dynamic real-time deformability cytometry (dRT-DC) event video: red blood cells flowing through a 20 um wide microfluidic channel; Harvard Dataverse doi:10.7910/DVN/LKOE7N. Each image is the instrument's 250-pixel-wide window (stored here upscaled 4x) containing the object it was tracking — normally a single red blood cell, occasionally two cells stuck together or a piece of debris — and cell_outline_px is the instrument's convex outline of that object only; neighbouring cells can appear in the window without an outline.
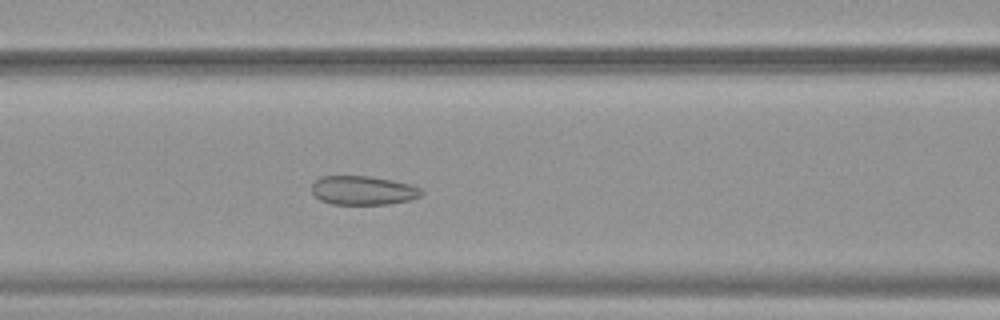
{"species": "common noctule bat (a hibernating species)", "species_latin": "Nyctalus noctula", "temperature_condition": "warm", "stored_images_in_passage": 52, "camera_frame_rate_fps": 3000, "um_per_image_px": 0.085, "animal": {"sex": "female", "body_mass_g": 19.9}, "frame": {"image": 1, "passage_image": 22, "time_ms": 7.0, "image_size_px": [1000, 320], "cell_outline_px": [[424, 192], [420, 196], [408, 200], [388, 204], [332, 204], [320, 200], [312, 192], [312, 184], [320, 176], [368, 176], [392, 180], [412, 184], [420, 188]], "centroid_in_image_um": [30.86, 16.18], "position_along_channel_um": 135.7, "area_um2": 18.5}}
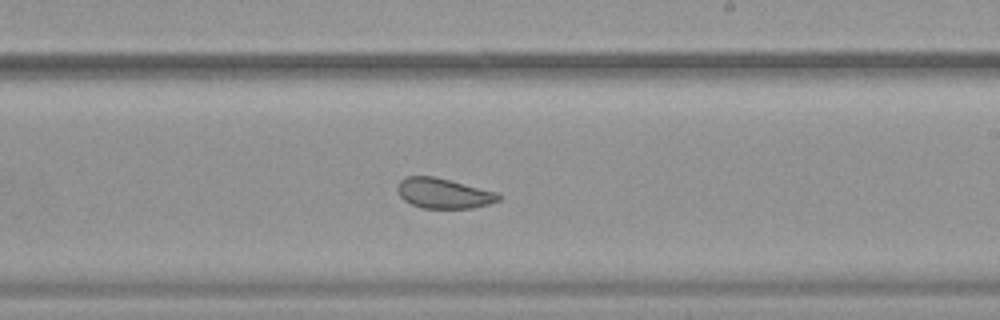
{"frame": {"image": 2, "passage_image": 31, "time_ms": 10.0, "image_size_px": [1000, 320], "cell_outline_px": [[500, 200], [488, 204], [472, 208], [420, 208], [404, 200], [400, 196], [396, 188], [396, 184], [400, 180], [408, 176], [432, 176], [500, 192]], "centroid_in_image_um": [37.7, 16.43], "position_along_channel_um": 251.3, "area_um2": 17.86}}
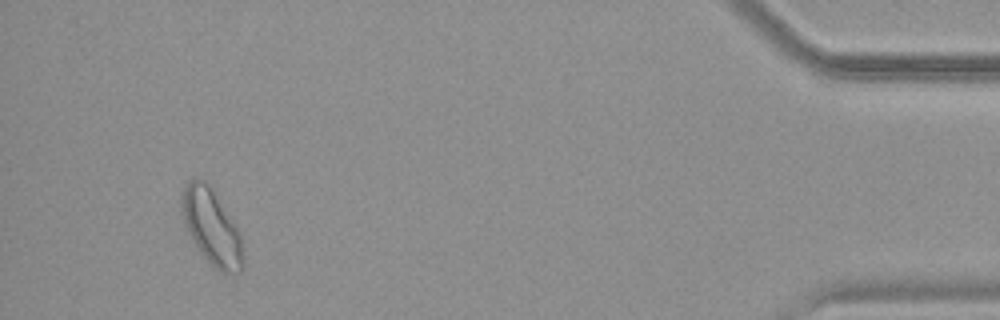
{"frame": {"image": 3, "passage_image": 49, "time_ms": 16.0, "image_size_px": [1000, 320], "cell_outline_px": [[244, 268], [240, 272], [220, 272], [204, 256], [192, 240], [184, 224], [180, 212], [180, 196], [188, 180], [204, 180], [208, 184], [240, 232], [244, 252]], "centroid_in_image_um": [17.98, 19.32], "position_along_channel_um": 417.2, "area_um2": 26.82}, "authors_computed_cell_mechanics": {"area_um2": 22.7443, "velocity_mm_per_s": 3.8671, "shape_relaxation_time_tau1_ms": null, "shape_relaxation_time_tau2_ms": 0.9928, "deformation_change_tau1": null, "deformation_change_tau2": 0.0669}}